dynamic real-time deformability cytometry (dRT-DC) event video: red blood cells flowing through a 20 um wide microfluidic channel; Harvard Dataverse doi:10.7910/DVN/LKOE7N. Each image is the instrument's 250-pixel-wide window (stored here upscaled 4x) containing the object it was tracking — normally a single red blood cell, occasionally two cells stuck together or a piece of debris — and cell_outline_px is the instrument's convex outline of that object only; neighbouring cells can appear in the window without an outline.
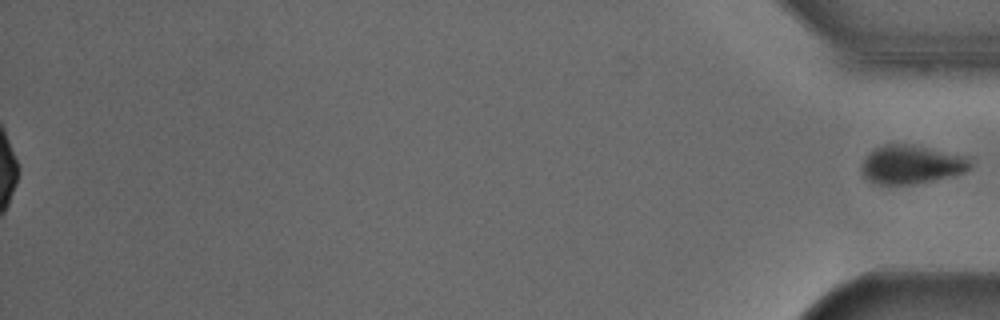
{"species": "Egyptian fruit bat (a non-hibernating species)", "species_latin": "Rousettus aegyptiacus", "temperature_condition": "cold", "stored_images_in_passage": 48, "segment_of_instrument_passage": [2, 2], "camera_frame_rate_fps": 3000, "um_per_image_px": 0.085, "animal": {"sex": "male"}, "frame": {"image": 1, "passage_image": 48, "time_ms": 15.667, "image_size_px": [1000, 320], "cell_outline_px": [[972, 168], [968, 172], [956, 176], [912, 184], [876, 184], [868, 180], [864, 176], [860, 168], [860, 164], [864, 156], [876, 148], [884, 144], [908, 144], [972, 156]], "centroid_in_image_um": [77.54, 13.98], "position_along_channel_um": 357.7, "area_um2": 25.14}}